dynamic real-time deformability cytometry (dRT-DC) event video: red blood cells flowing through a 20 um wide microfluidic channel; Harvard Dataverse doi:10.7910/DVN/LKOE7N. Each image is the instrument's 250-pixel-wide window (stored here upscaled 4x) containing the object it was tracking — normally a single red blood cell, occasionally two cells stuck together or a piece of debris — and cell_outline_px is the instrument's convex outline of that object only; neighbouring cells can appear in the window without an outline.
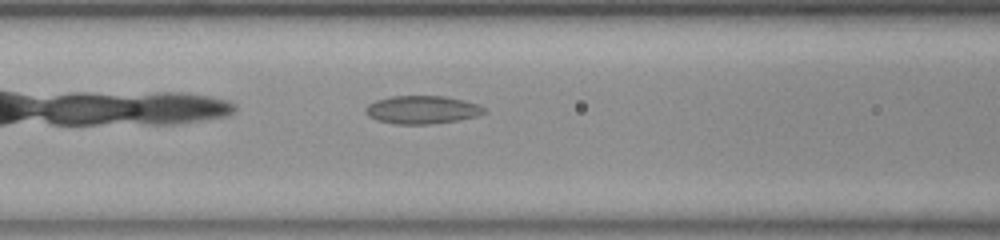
{"species": "common noctule bat (a hibernating species)", "species_latin": "Nyctalus noctula", "temperature_condition": "room temperature", "stored_images_in_passage": 39, "camera_frame_rate_fps": 3000, "um_per_image_px": 0.085, "animal": {"sex": "female", "body_mass_g": 23.0, "forearm_length_mm": 53.4}, "frame": {"image": 1, "passage_image": 7, "time_ms": 2.0, "image_size_px": [1000, 240], "cell_outline_px": [[488, 112], [476, 116], [460, 120], [428, 124], [396, 124], [376, 120], [368, 116], [364, 112], [364, 108], [368, 104], [376, 100], [392, 96], [444, 96], [480, 104]], "centroid_in_image_um": [35.87, 9.33], "position_along_channel_um": 130.7, "area_um2": 19.54}}
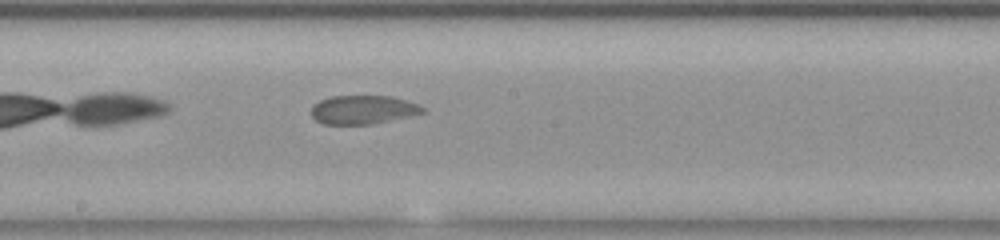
{"frame": {"image": 2, "passage_image": 14, "time_ms": 4.333, "image_size_px": [1000, 240], "cell_outline_px": [[424, 112], [412, 116], [372, 124], [324, 124], [316, 120], [312, 116], [312, 104], [320, 100], [332, 96], [392, 96], [420, 104], [424, 108]], "centroid_in_image_um": [30.88, 9.32], "position_along_channel_um": 217.3, "area_um2": 18.73}}
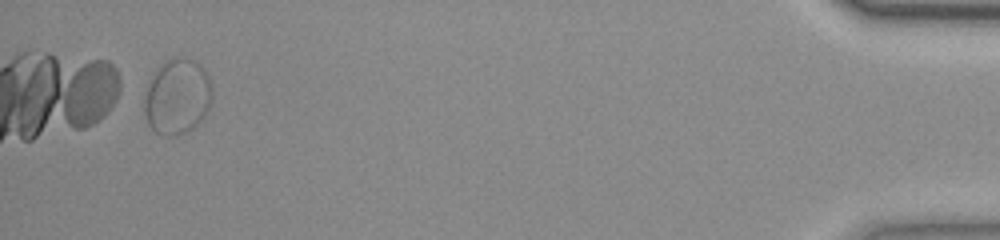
{"frame": {"image": 3, "passage_image": 37, "time_ms": 12.0, "image_size_px": [1000, 240], "cell_outline_px": [[212, 100], [208, 112], [188, 132], [176, 136], [164, 136], [156, 132], [148, 124], [144, 112], [144, 100], [148, 88], [160, 64], [172, 56], [184, 56], [196, 60], [204, 68], [208, 76], [212, 88]], "centroid_in_image_um": [15.1, 8.2], "position_along_channel_um": 420.1, "area_um2": 30.11}}